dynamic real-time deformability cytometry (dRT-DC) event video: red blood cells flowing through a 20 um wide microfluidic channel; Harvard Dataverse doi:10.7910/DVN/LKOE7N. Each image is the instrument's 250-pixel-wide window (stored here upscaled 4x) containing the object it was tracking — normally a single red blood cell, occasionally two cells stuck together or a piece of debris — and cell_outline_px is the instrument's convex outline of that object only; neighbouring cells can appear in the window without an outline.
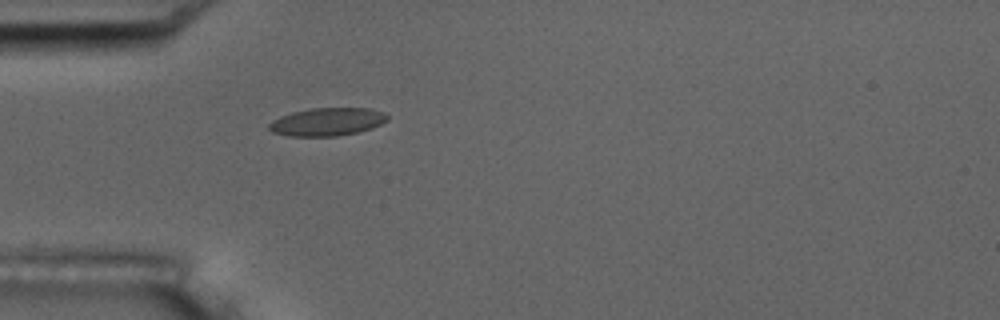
{"species": "common noctule bat (a hibernating species)", "species_latin": "Nyctalus noctula", "temperature_condition": "room temperature", "stored_images_in_passage": 57, "camera_frame_rate_fps": 3000, "um_per_image_px": 0.085, "animal": {"sex": "male", "body_mass_g": 17.5, "forearm_length_mm": 52.3}, "frame": {"image": 1, "passage_image": 17, "time_ms": 5.333, "image_size_px": [1000, 320], "cell_outline_px": [[388, 120], [372, 128], [356, 132], [336, 136], [288, 136], [272, 132], [268, 128], [268, 124], [272, 120], [280, 116], [292, 112], [312, 108], [368, 108], [384, 112], [388, 116]], "centroid_in_image_um": [27.79, 10.35], "position_along_channel_um": 57.2, "area_um2": 19.31}, "authors_computed_cell_mechanics": {"area_um2": 18.9006, "velocity_mm_per_s": 3.5699, "shape_relaxation_time_tau1_ms": null, "shape_relaxation_time_tau2_ms": 1.3372, "deformation_change_tau1": null, "deformation_change_tau2": 0.0676}}